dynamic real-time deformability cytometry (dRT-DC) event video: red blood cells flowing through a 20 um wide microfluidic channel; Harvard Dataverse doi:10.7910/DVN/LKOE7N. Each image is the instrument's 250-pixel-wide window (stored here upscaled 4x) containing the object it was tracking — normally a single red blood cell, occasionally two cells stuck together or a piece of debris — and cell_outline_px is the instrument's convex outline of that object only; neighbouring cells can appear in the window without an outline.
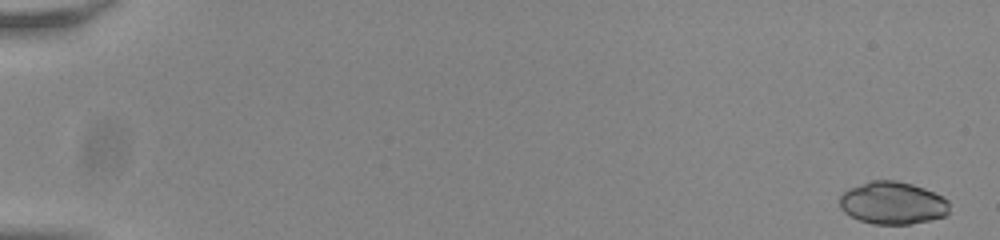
{"species": "common noctule bat (a hibernating species)", "species_latin": "Nyctalus noctula", "temperature_condition": "room temperature", "stored_images_in_passage": 55, "camera_frame_rate_fps": 3000, "um_per_image_px": 0.085, "animal": {"sex": "male", "body_mass_g": 20.0, "forearm_length_mm": 53.3}, "frame": {"image": 1, "passage_image": 1, "time_ms": 0.0, "image_size_px": [1000, 240], "cell_outline_px": [[948, 212], [944, 216], [932, 220], [908, 224], [872, 224], [860, 220], [844, 212], [840, 208], [840, 196], [848, 188], [872, 180], [896, 180], [912, 184], [924, 188], [948, 200]], "centroid_in_image_um": [75.86, 17.25], "position_along_channel_um": 9.1, "area_um2": 27.11}}
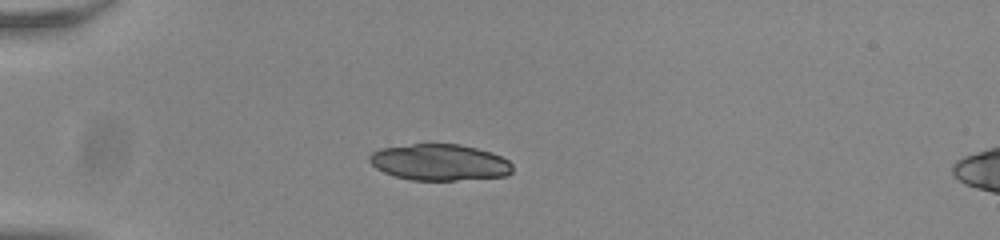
{"frame": {"image": 2, "passage_image": 16, "time_ms": 5.0, "image_size_px": [1000, 240], "cell_outline_px": [[512, 172], [508, 176], [456, 180], [412, 180], [396, 176], [384, 172], [376, 168], [368, 160], [368, 156], [372, 152], [380, 148], [412, 144], [460, 144], [492, 152], [508, 160], [512, 164]], "centroid_in_image_um": [37.37, 13.79], "position_along_channel_um": 47.6, "area_um2": 30.35}}